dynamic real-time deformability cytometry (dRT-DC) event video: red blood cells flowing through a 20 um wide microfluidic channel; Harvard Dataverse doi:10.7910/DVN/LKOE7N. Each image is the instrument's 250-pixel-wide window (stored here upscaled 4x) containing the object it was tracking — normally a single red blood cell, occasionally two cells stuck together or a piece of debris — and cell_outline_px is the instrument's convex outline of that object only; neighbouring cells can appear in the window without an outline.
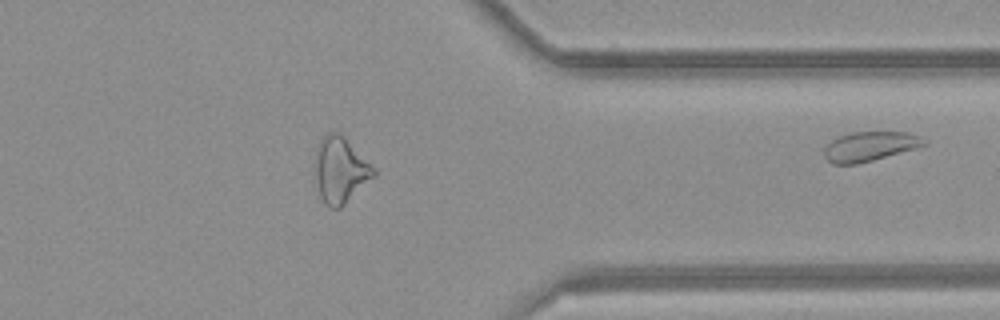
{"species": "common noctule bat (a hibernating species)", "species_latin": "Nyctalus noctula", "temperature_condition": "room temperature", "stored_images_in_passage": 36, "segment_of_instrument_passage": [2, 2], "camera_frame_rate_fps": 3000, "um_per_image_px": 0.085, "animal": {"sex": "female", "body_mass_g": 21.9}, "frame": {"image": 1, "passage_image": 36, "time_ms": 11.667, "image_size_px": [1000, 320], "cell_outline_px": [[928, 144], [916, 148], [872, 160], [856, 164], [832, 164], [824, 156], [824, 148], [832, 140], [840, 136], [852, 132], [908, 132], [920, 136], [928, 140]], "centroid_in_image_um": [73.96, 12.43], "position_along_channel_um": 337.4, "area_um2": 17.11}}